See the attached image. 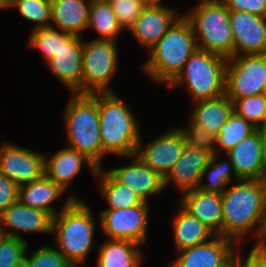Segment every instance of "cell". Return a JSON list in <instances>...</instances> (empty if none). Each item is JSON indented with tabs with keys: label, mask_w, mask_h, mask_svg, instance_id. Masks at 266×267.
<instances>
[{
	"label": "cell",
	"mask_w": 266,
	"mask_h": 267,
	"mask_svg": "<svg viewBox=\"0 0 266 267\" xmlns=\"http://www.w3.org/2000/svg\"><path fill=\"white\" fill-rule=\"evenodd\" d=\"M173 219L172 231L175 251L204 243L216 234L196 217L190 215L180 205H177Z\"/></svg>",
	"instance_id": "obj_26"
},
{
	"label": "cell",
	"mask_w": 266,
	"mask_h": 267,
	"mask_svg": "<svg viewBox=\"0 0 266 267\" xmlns=\"http://www.w3.org/2000/svg\"><path fill=\"white\" fill-rule=\"evenodd\" d=\"M197 49L191 24L184 14H180L167 32L148 50L150 57L143 64V72L156 83L169 85Z\"/></svg>",
	"instance_id": "obj_2"
},
{
	"label": "cell",
	"mask_w": 266,
	"mask_h": 267,
	"mask_svg": "<svg viewBox=\"0 0 266 267\" xmlns=\"http://www.w3.org/2000/svg\"><path fill=\"white\" fill-rule=\"evenodd\" d=\"M149 203L130 208L105 209L99 216L100 229L109 240H128L145 245L148 241Z\"/></svg>",
	"instance_id": "obj_10"
},
{
	"label": "cell",
	"mask_w": 266,
	"mask_h": 267,
	"mask_svg": "<svg viewBox=\"0 0 266 267\" xmlns=\"http://www.w3.org/2000/svg\"><path fill=\"white\" fill-rule=\"evenodd\" d=\"M28 241L4 236L0 241V267H23Z\"/></svg>",
	"instance_id": "obj_36"
},
{
	"label": "cell",
	"mask_w": 266,
	"mask_h": 267,
	"mask_svg": "<svg viewBox=\"0 0 266 267\" xmlns=\"http://www.w3.org/2000/svg\"><path fill=\"white\" fill-rule=\"evenodd\" d=\"M14 7L24 19L37 23L32 30L51 27V0H12L7 8Z\"/></svg>",
	"instance_id": "obj_33"
},
{
	"label": "cell",
	"mask_w": 266,
	"mask_h": 267,
	"mask_svg": "<svg viewBox=\"0 0 266 267\" xmlns=\"http://www.w3.org/2000/svg\"><path fill=\"white\" fill-rule=\"evenodd\" d=\"M190 119L209 134L217 136L233 113V103L223 94L217 98L194 102Z\"/></svg>",
	"instance_id": "obj_25"
},
{
	"label": "cell",
	"mask_w": 266,
	"mask_h": 267,
	"mask_svg": "<svg viewBox=\"0 0 266 267\" xmlns=\"http://www.w3.org/2000/svg\"><path fill=\"white\" fill-rule=\"evenodd\" d=\"M96 267H140L144 252L128 240H106L97 250Z\"/></svg>",
	"instance_id": "obj_27"
},
{
	"label": "cell",
	"mask_w": 266,
	"mask_h": 267,
	"mask_svg": "<svg viewBox=\"0 0 266 267\" xmlns=\"http://www.w3.org/2000/svg\"><path fill=\"white\" fill-rule=\"evenodd\" d=\"M255 130L250 122L233 112L216 136L217 154H221L220 151L226 154Z\"/></svg>",
	"instance_id": "obj_31"
},
{
	"label": "cell",
	"mask_w": 266,
	"mask_h": 267,
	"mask_svg": "<svg viewBox=\"0 0 266 267\" xmlns=\"http://www.w3.org/2000/svg\"><path fill=\"white\" fill-rule=\"evenodd\" d=\"M6 7L0 2V9H5Z\"/></svg>",
	"instance_id": "obj_48"
},
{
	"label": "cell",
	"mask_w": 266,
	"mask_h": 267,
	"mask_svg": "<svg viewBox=\"0 0 266 267\" xmlns=\"http://www.w3.org/2000/svg\"><path fill=\"white\" fill-rule=\"evenodd\" d=\"M89 1V2H88ZM51 0V26L74 36L87 30L91 0Z\"/></svg>",
	"instance_id": "obj_24"
},
{
	"label": "cell",
	"mask_w": 266,
	"mask_h": 267,
	"mask_svg": "<svg viewBox=\"0 0 266 267\" xmlns=\"http://www.w3.org/2000/svg\"><path fill=\"white\" fill-rule=\"evenodd\" d=\"M141 136L135 155L146 166L165 178L180 158L185 138L179 129L169 130L150 141L142 144Z\"/></svg>",
	"instance_id": "obj_13"
},
{
	"label": "cell",
	"mask_w": 266,
	"mask_h": 267,
	"mask_svg": "<svg viewBox=\"0 0 266 267\" xmlns=\"http://www.w3.org/2000/svg\"><path fill=\"white\" fill-rule=\"evenodd\" d=\"M74 35L58 30L54 25L48 28H38L29 35V46L39 49L43 53L45 63L50 61L55 53L65 45Z\"/></svg>",
	"instance_id": "obj_32"
},
{
	"label": "cell",
	"mask_w": 266,
	"mask_h": 267,
	"mask_svg": "<svg viewBox=\"0 0 266 267\" xmlns=\"http://www.w3.org/2000/svg\"><path fill=\"white\" fill-rule=\"evenodd\" d=\"M178 204L190 215L222 236V195L198 188L182 193Z\"/></svg>",
	"instance_id": "obj_22"
},
{
	"label": "cell",
	"mask_w": 266,
	"mask_h": 267,
	"mask_svg": "<svg viewBox=\"0 0 266 267\" xmlns=\"http://www.w3.org/2000/svg\"><path fill=\"white\" fill-rule=\"evenodd\" d=\"M188 122V127L179 128L185 138L186 145L205 151L211 156L217 154L216 136L209 134L190 118Z\"/></svg>",
	"instance_id": "obj_37"
},
{
	"label": "cell",
	"mask_w": 266,
	"mask_h": 267,
	"mask_svg": "<svg viewBox=\"0 0 266 267\" xmlns=\"http://www.w3.org/2000/svg\"><path fill=\"white\" fill-rule=\"evenodd\" d=\"M122 29L129 30L146 7L142 0H118L111 3Z\"/></svg>",
	"instance_id": "obj_38"
},
{
	"label": "cell",
	"mask_w": 266,
	"mask_h": 267,
	"mask_svg": "<svg viewBox=\"0 0 266 267\" xmlns=\"http://www.w3.org/2000/svg\"><path fill=\"white\" fill-rule=\"evenodd\" d=\"M12 0H0V2L7 8V6L11 3Z\"/></svg>",
	"instance_id": "obj_45"
},
{
	"label": "cell",
	"mask_w": 266,
	"mask_h": 267,
	"mask_svg": "<svg viewBox=\"0 0 266 267\" xmlns=\"http://www.w3.org/2000/svg\"><path fill=\"white\" fill-rule=\"evenodd\" d=\"M266 87V53L233 55L227 60L225 94L234 99L264 94Z\"/></svg>",
	"instance_id": "obj_9"
},
{
	"label": "cell",
	"mask_w": 266,
	"mask_h": 267,
	"mask_svg": "<svg viewBox=\"0 0 266 267\" xmlns=\"http://www.w3.org/2000/svg\"><path fill=\"white\" fill-rule=\"evenodd\" d=\"M4 232L2 231V228L0 226V241L2 240V238L4 237Z\"/></svg>",
	"instance_id": "obj_46"
},
{
	"label": "cell",
	"mask_w": 266,
	"mask_h": 267,
	"mask_svg": "<svg viewBox=\"0 0 266 267\" xmlns=\"http://www.w3.org/2000/svg\"><path fill=\"white\" fill-rule=\"evenodd\" d=\"M233 267H266V246H252L248 255L235 253Z\"/></svg>",
	"instance_id": "obj_39"
},
{
	"label": "cell",
	"mask_w": 266,
	"mask_h": 267,
	"mask_svg": "<svg viewBox=\"0 0 266 267\" xmlns=\"http://www.w3.org/2000/svg\"><path fill=\"white\" fill-rule=\"evenodd\" d=\"M99 180L100 193L107 200V209L130 208L145 201L129 187L119 183L107 170L98 168L94 175Z\"/></svg>",
	"instance_id": "obj_28"
},
{
	"label": "cell",
	"mask_w": 266,
	"mask_h": 267,
	"mask_svg": "<svg viewBox=\"0 0 266 267\" xmlns=\"http://www.w3.org/2000/svg\"><path fill=\"white\" fill-rule=\"evenodd\" d=\"M219 156L220 154H215L211 157V160L202 172L201 179L197 187L198 189L222 195L226 191V188L229 183L232 182L231 175L234 174L235 179L239 180L235 175L231 159L228 158L229 160L220 162L217 160ZM231 171L233 173H231ZM204 176L205 178L207 176V179L210 182H202Z\"/></svg>",
	"instance_id": "obj_30"
},
{
	"label": "cell",
	"mask_w": 266,
	"mask_h": 267,
	"mask_svg": "<svg viewBox=\"0 0 266 267\" xmlns=\"http://www.w3.org/2000/svg\"><path fill=\"white\" fill-rule=\"evenodd\" d=\"M46 154L44 155V174L65 191L80 173L84 163H87L93 175L98 169L84 154L68 146L52 155Z\"/></svg>",
	"instance_id": "obj_21"
},
{
	"label": "cell",
	"mask_w": 266,
	"mask_h": 267,
	"mask_svg": "<svg viewBox=\"0 0 266 267\" xmlns=\"http://www.w3.org/2000/svg\"><path fill=\"white\" fill-rule=\"evenodd\" d=\"M230 11H244L266 18V0H222Z\"/></svg>",
	"instance_id": "obj_40"
},
{
	"label": "cell",
	"mask_w": 266,
	"mask_h": 267,
	"mask_svg": "<svg viewBox=\"0 0 266 267\" xmlns=\"http://www.w3.org/2000/svg\"><path fill=\"white\" fill-rule=\"evenodd\" d=\"M71 95L63 113L67 146L84 154L97 168H101L98 92Z\"/></svg>",
	"instance_id": "obj_5"
},
{
	"label": "cell",
	"mask_w": 266,
	"mask_h": 267,
	"mask_svg": "<svg viewBox=\"0 0 266 267\" xmlns=\"http://www.w3.org/2000/svg\"><path fill=\"white\" fill-rule=\"evenodd\" d=\"M44 155L5 140L0 145V174L18 186L38 180L44 175Z\"/></svg>",
	"instance_id": "obj_12"
},
{
	"label": "cell",
	"mask_w": 266,
	"mask_h": 267,
	"mask_svg": "<svg viewBox=\"0 0 266 267\" xmlns=\"http://www.w3.org/2000/svg\"><path fill=\"white\" fill-rule=\"evenodd\" d=\"M82 51V36H73L46 63L54 78H57L71 93L81 94Z\"/></svg>",
	"instance_id": "obj_16"
},
{
	"label": "cell",
	"mask_w": 266,
	"mask_h": 267,
	"mask_svg": "<svg viewBox=\"0 0 266 267\" xmlns=\"http://www.w3.org/2000/svg\"><path fill=\"white\" fill-rule=\"evenodd\" d=\"M167 6H146L129 31L147 51L167 32L180 16Z\"/></svg>",
	"instance_id": "obj_19"
},
{
	"label": "cell",
	"mask_w": 266,
	"mask_h": 267,
	"mask_svg": "<svg viewBox=\"0 0 266 267\" xmlns=\"http://www.w3.org/2000/svg\"><path fill=\"white\" fill-rule=\"evenodd\" d=\"M116 45L109 40H83L81 94L113 92L109 83L119 63Z\"/></svg>",
	"instance_id": "obj_8"
},
{
	"label": "cell",
	"mask_w": 266,
	"mask_h": 267,
	"mask_svg": "<svg viewBox=\"0 0 266 267\" xmlns=\"http://www.w3.org/2000/svg\"><path fill=\"white\" fill-rule=\"evenodd\" d=\"M84 200H73L53 217L52 233L57 248L73 267H83L94 244L96 220Z\"/></svg>",
	"instance_id": "obj_4"
},
{
	"label": "cell",
	"mask_w": 266,
	"mask_h": 267,
	"mask_svg": "<svg viewBox=\"0 0 266 267\" xmlns=\"http://www.w3.org/2000/svg\"><path fill=\"white\" fill-rule=\"evenodd\" d=\"M211 157L205 151L185 145L180 158L164 178L165 188L173 182L181 193L196 189Z\"/></svg>",
	"instance_id": "obj_20"
},
{
	"label": "cell",
	"mask_w": 266,
	"mask_h": 267,
	"mask_svg": "<svg viewBox=\"0 0 266 267\" xmlns=\"http://www.w3.org/2000/svg\"><path fill=\"white\" fill-rule=\"evenodd\" d=\"M52 222L53 216L49 212L27 207L19 201L0 214V226L4 235L20 239L24 238L18 232L52 234Z\"/></svg>",
	"instance_id": "obj_17"
},
{
	"label": "cell",
	"mask_w": 266,
	"mask_h": 267,
	"mask_svg": "<svg viewBox=\"0 0 266 267\" xmlns=\"http://www.w3.org/2000/svg\"><path fill=\"white\" fill-rule=\"evenodd\" d=\"M18 189L14 181L0 174V214L18 201Z\"/></svg>",
	"instance_id": "obj_41"
},
{
	"label": "cell",
	"mask_w": 266,
	"mask_h": 267,
	"mask_svg": "<svg viewBox=\"0 0 266 267\" xmlns=\"http://www.w3.org/2000/svg\"><path fill=\"white\" fill-rule=\"evenodd\" d=\"M236 244L231 239L215 235L204 243L177 251L168 267H232Z\"/></svg>",
	"instance_id": "obj_11"
},
{
	"label": "cell",
	"mask_w": 266,
	"mask_h": 267,
	"mask_svg": "<svg viewBox=\"0 0 266 267\" xmlns=\"http://www.w3.org/2000/svg\"><path fill=\"white\" fill-rule=\"evenodd\" d=\"M103 1L111 4V3L117 2L118 0H103Z\"/></svg>",
	"instance_id": "obj_47"
},
{
	"label": "cell",
	"mask_w": 266,
	"mask_h": 267,
	"mask_svg": "<svg viewBox=\"0 0 266 267\" xmlns=\"http://www.w3.org/2000/svg\"><path fill=\"white\" fill-rule=\"evenodd\" d=\"M230 10L223 1L200 0L184 15L191 24L198 49L229 58L234 55Z\"/></svg>",
	"instance_id": "obj_6"
},
{
	"label": "cell",
	"mask_w": 266,
	"mask_h": 267,
	"mask_svg": "<svg viewBox=\"0 0 266 267\" xmlns=\"http://www.w3.org/2000/svg\"><path fill=\"white\" fill-rule=\"evenodd\" d=\"M263 246H266V215H265V224H264V232H263Z\"/></svg>",
	"instance_id": "obj_44"
},
{
	"label": "cell",
	"mask_w": 266,
	"mask_h": 267,
	"mask_svg": "<svg viewBox=\"0 0 266 267\" xmlns=\"http://www.w3.org/2000/svg\"><path fill=\"white\" fill-rule=\"evenodd\" d=\"M145 6H165L161 4V0H142Z\"/></svg>",
	"instance_id": "obj_42"
},
{
	"label": "cell",
	"mask_w": 266,
	"mask_h": 267,
	"mask_svg": "<svg viewBox=\"0 0 266 267\" xmlns=\"http://www.w3.org/2000/svg\"><path fill=\"white\" fill-rule=\"evenodd\" d=\"M88 28H92L98 34L96 40H109L114 42H117V37H119L123 30L119 25L112 5L103 0H91Z\"/></svg>",
	"instance_id": "obj_29"
},
{
	"label": "cell",
	"mask_w": 266,
	"mask_h": 267,
	"mask_svg": "<svg viewBox=\"0 0 266 267\" xmlns=\"http://www.w3.org/2000/svg\"><path fill=\"white\" fill-rule=\"evenodd\" d=\"M113 92H98L102 157L135 155L140 139L139 123L128 103Z\"/></svg>",
	"instance_id": "obj_3"
},
{
	"label": "cell",
	"mask_w": 266,
	"mask_h": 267,
	"mask_svg": "<svg viewBox=\"0 0 266 267\" xmlns=\"http://www.w3.org/2000/svg\"><path fill=\"white\" fill-rule=\"evenodd\" d=\"M64 192V189L44 174L38 180L19 186L18 201L27 207L47 211L54 217L73 200H80V198L71 194L67 196L68 198L61 209L55 208L51 203L60 198Z\"/></svg>",
	"instance_id": "obj_23"
},
{
	"label": "cell",
	"mask_w": 266,
	"mask_h": 267,
	"mask_svg": "<svg viewBox=\"0 0 266 267\" xmlns=\"http://www.w3.org/2000/svg\"><path fill=\"white\" fill-rule=\"evenodd\" d=\"M226 154L232 161L238 179H266V158L259 129L238 142Z\"/></svg>",
	"instance_id": "obj_15"
},
{
	"label": "cell",
	"mask_w": 266,
	"mask_h": 267,
	"mask_svg": "<svg viewBox=\"0 0 266 267\" xmlns=\"http://www.w3.org/2000/svg\"><path fill=\"white\" fill-rule=\"evenodd\" d=\"M234 55L266 53V18L244 11H230Z\"/></svg>",
	"instance_id": "obj_14"
},
{
	"label": "cell",
	"mask_w": 266,
	"mask_h": 267,
	"mask_svg": "<svg viewBox=\"0 0 266 267\" xmlns=\"http://www.w3.org/2000/svg\"><path fill=\"white\" fill-rule=\"evenodd\" d=\"M227 57L197 49L169 87H187L193 103L225 94Z\"/></svg>",
	"instance_id": "obj_7"
},
{
	"label": "cell",
	"mask_w": 266,
	"mask_h": 267,
	"mask_svg": "<svg viewBox=\"0 0 266 267\" xmlns=\"http://www.w3.org/2000/svg\"><path fill=\"white\" fill-rule=\"evenodd\" d=\"M259 131L261 132V135L263 137L264 153H265V158H266V124L261 126L259 128Z\"/></svg>",
	"instance_id": "obj_43"
},
{
	"label": "cell",
	"mask_w": 266,
	"mask_h": 267,
	"mask_svg": "<svg viewBox=\"0 0 266 267\" xmlns=\"http://www.w3.org/2000/svg\"><path fill=\"white\" fill-rule=\"evenodd\" d=\"M233 112L250 122L256 129L266 124V96L258 94L248 98L234 99Z\"/></svg>",
	"instance_id": "obj_34"
},
{
	"label": "cell",
	"mask_w": 266,
	"mask_h": 267,
	"mask_svg": "<svg viewBox=\"0 0 266 267\" xmlns=\"http://www.w3.org/2000/svg\"><path fill=\"white\" fill-rule=\"evenodd\" d=\"M126 158H132L131 163L107 169L119 183L132 189L145 202L148 197L160 194L165 189L164 178L159 173L144 165L136 155Z\"/></svg>",
	"instance_id": "obj_18"
},
{
	"label": "cell",
	"mask_w": 266,
	"mask_h": 267,
	"mask_svg": "<svg viewBox=\"0 0 266 267\" xmlns=\"http://www.w3.org/2000/svg\"><path fill=\"white\" fill-rule=\"evenodd\" d=\"M266 179H239L222 194V237L244 242L248 233L263 246Z\"/></svg>",
	"instance_id": "obj_1"
},
{
	"label": "cell",
	"mask_w": 266,
	"mask_h": 267,
	"mask_svg": "<svg viewBox=\"0 0 266 267\" xmlns=\"http://www.w3.org/2000/svg\"><path fill=\"white\" fill-rule=\"evenodd\" d=\"M25 252L23 267H73L64 255L51 245H44L30 256Z\"/></svg>",
	"instance_id": "obj_35"
}]
</instances>
